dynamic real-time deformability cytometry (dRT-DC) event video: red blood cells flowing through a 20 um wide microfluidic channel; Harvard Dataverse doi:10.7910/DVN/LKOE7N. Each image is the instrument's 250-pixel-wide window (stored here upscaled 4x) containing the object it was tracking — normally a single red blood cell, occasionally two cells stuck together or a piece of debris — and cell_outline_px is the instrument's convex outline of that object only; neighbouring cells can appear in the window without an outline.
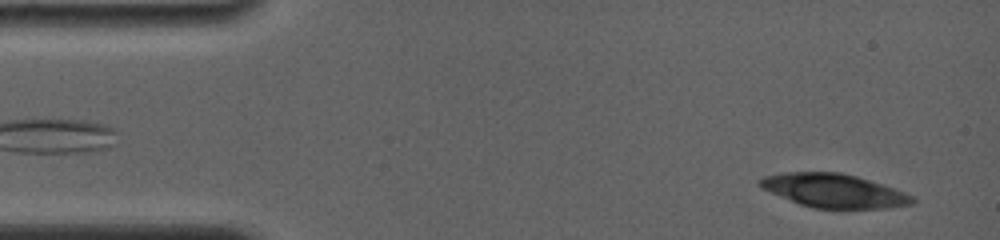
{"species": "common noctule bat (a hibernating species)", "species_latin": "Nyctalus noctula", "temperature_condition": "room temperature", "stored_images_in_passage": 15, "camera_frame_rate_fps": 4000, "um_per_image_px": 0.085, "animal": {"sex": "female", "body_mass_g": 19.0, "forearm_length_mm": 56.7}, "frame": {"image": 1, "passage_image": 2, "time_ms": 0.5, "image_size_px": [1000, 240], "cell_outline_px": [[916, 200], [912, 204], [888, 208], [812, 208], [800, 204], [760, 188], [756, 184], [764, 176], [784, 172], [840, 172], [856, 176], [904, 192], [912, 196]], "centroid_in_image_um": [70.84, 16.21], "position_along_channel_um": 14.2, "area_um2": 29.65}}
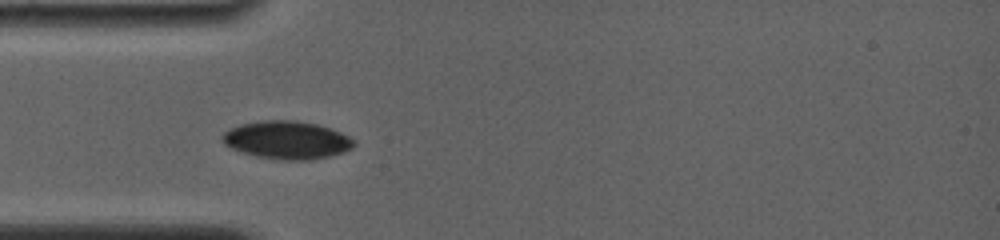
{"frame": {"image": 2, "passage_image": 11, "time_ms": 4.5, "image_size_px": [1000, 240], "cell_outline_px": [[356, 144], [352, 148], [344, 152], [328, 156], [308, 160], [288, 160], [256, 156], [232, 148], [224, 144], [220, 136], [224, 132], [240, 124], [264, 120], [296, 120], [316, 124], [340, 132], [348, 136]], "centroid_in_image_um": [24.38, 11.89], "position_along_channel_um": 60.6, "area_um2": 28.78}}
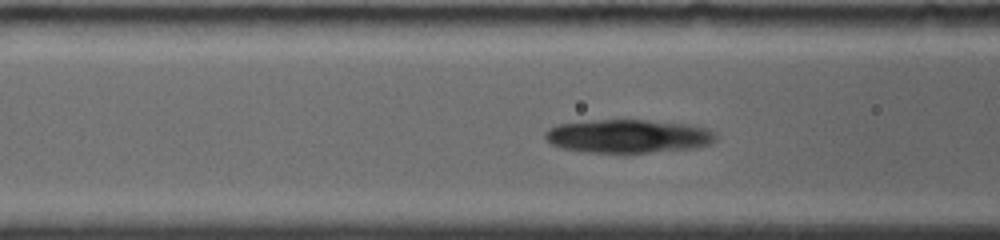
{"frame": {"image": 3, "passage_image": 15, "time_ms": 6.0, "image_size_px": [1000, 240], "cell_outline_px": [[716, 140], [712, 144], [696, 148], [648, 152], [592, 152], [560, 148], [552, 144], [544, 136], [544, 132], [548, 128], [556, 124], [588, 120], [648, 120], [688, 124], [708, 128], [716, 136]], "centroid_in_image_um": [53.39, 11.56], "position_along_channel_um": 113.2, "area_um2": 33.35}}